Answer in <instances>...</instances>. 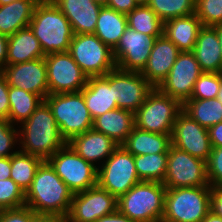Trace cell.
Instances as JSON below:
<instances>
[{"label":"cell","instance_id":"44dd1931","mask_svg":"<svg viewBox=\"0 0 222 222\" xmlns=\"http://www.w3.org/2000/svg\"><path fill=\"white\" fill-rule=\"evenodd\" d=\"M67 144L93 166L94 162L107 159L119 146L110 137L93 129L72 138Z\"/></svg>","mask_w":222,"mask_h":222},{"label":"cell","instance_id":"7dc6e473","mask_svg":"<svg viewBox=\"0 0 222 222\" xmlns=\"http://www.w3.org/2000/svg\"><path fill=\"white\" fill-rule=\"evenodd\" d=\"M8 36L0 33V71L7 65Z\"/></svg>","mask_w":222,"mask_h":222},{"label":"cell","instance_id":"74e56055","mask_svg":"<svg viewBox=\"0 0 222 222\" xmlns=\"http://www.w3.org/2000/svg\"><path fill=\"white\" fill-rule=\"evenodd\" d=\"M195 15L202 26H214L222 23V0H196Z\"/></svg>","mask_w":222,"mask_h":222},{"label":"cell","instance_id":"9f6ffc18","mask_svg":"<svg viewBox=\"0 0 222 222\" xmlns=\"http://www.w3.org/2000/svg\"><path fill=\"white\" fill-rule=\"evenodd\" d=\"M17 0H0V6L12 3Z\"/></svg>","mask_w":222,"mask_h":222},{"label":"cell","instance_id":"9c48e42d","mask_svg":"<svg viewBox=\"0 0 222 222\" xmlns=\"http://www.w3.org/2000/svg\"><path fill=\"white\" fill-rule=\"evenodd\" d=\"M101 167H98L97 171V184L117 199L140 182L134 155L122 145L113 151Z\"/></svg>","mask_w":222,"mask_h":222},{"label":"cell","instance_id":"7402d4cb","mask_svg":"<svg viewBox=\"0 0 222 222\" xmlns=\"http://www.w3.org/2000/svg\"><path fill=\"white\" fill-rule=\"evenodd\" d=\"M202 72L222 73V51L219 37L212 26H203L192 51Z\"/></svg>","mask_w":222,"mask_h":222},{"label":"cell","instance_id":"7a4b0ae2","mask_svg":"<svg viewBox=\"0 0 222 222\" xmlns=\"http://www.w3.org/2000/svg\"><path fill=\"white\" fill-rule=\"evenodd\" d=\"M21 126L19 143L22 146L19 151L36 156L43 161H47L57 150L67 144L45 100L27 120L21 123Z\"/></svg>","mask_w":222,"mask_h":222},{"label":"cell","instance_id":"f546056e","mask_svg":"<svg viewBox=\"0 0 222 222\" xmlns=\"http://www.w3.org/2000/svg\"><path fill=\"white\" fill-rule=\"evenodd\" d=\"M183 111L207 129L222 122V103L217 98L189 99L183 104Z\"/></svg>","mask_w":222,"mask_h":222},{"label":"cell","instance_id":"ee69618b","mask_svg":"<svg viewBox=\"0 0 222 222\" xmlns=\"http://www.w3.org/2000/svg\"><path fill=\"white\" fill-rule=\"evenodd\" d=\"M210 210L222 217V186L211 187Z\"/></svg>","mask_w":222,"mask_h":222},{"label":"cell","instance_id":"5bb4252c","mask_svg":"<svg viewBox=\"0 0 222 222\" xmlns=\"http://www.w3.org/2000/svg\"><path fill=\"white\" fill-rule=\"evenodd\" d=\"M202 73L192 51L180 52L158 89L183 105L191 98L194 84Z\"/></svg>","mask_w":222,"mask_h":222},{"label":"cell","instance_id":"1f68e13d","mask_svg":"<svg viewBox=\"0 0 222 222\" xmlns=\"http://www.w3.org/2000/svg\"><path fill=\"white\" fill-rule=\"evenodd\" d=\"M42 159L18 150L11 156L10 178L23 190L30 188Z\"/></svg>","mask_w":222,"mask_h":222},{"label":"cell","instance_id":"db71d44e","mask_svg":"<svg viewBox=\"0 0 222 222\" xmlns=\"http://www.w3.org/2000/svg\"><path fill=\"white\" fill-rule=\"evenodd\" d=\"M150 0H135V2L137 3V5H148Z\"/></svg>","mask_w":222,"mask_h":222},{"label":"cell","instance_id":"b9f144b4","mask_svg":"<svg viewBox=\"0 0 222 222\" xmlns=\"http://www.w3.org/2000/svg\"><path fill=\"white\" fill-rule=\"evenodd\" d=\"M9 85L6 78L0 73V119H8L10 102H9Z\"/></svg>","mask_w":222,"mask_h":222},{"label":"cell","instance_id":"60d3db41","mask_svg":"<svg viewBox=\"0 0 222 222\" xmlns=\"http://www.w3.org/2000/svg\"><path fill=\"white\" fill-rule=\"evenodd\" d=\"M35 213L28 207L0 210V222H29Z\"/></svg>","mask_w":222,"mask_h":222},{"label":"cell","instance_id":"52a82bcc","mask_svg":"<svg viewBox=\"0 0 222 222\" xmlns=\"http://www.w3.org/2000/svg\"><path fill=\"white\" fill-rule=\"evenodd\" d=\"M183 105L163 94L158 88L147 95L143 105L134 113L135 127L159 134H171Z\"/></svg>","mask_w":222,"mask_h":222},{"label":"cell","instance_id":"30bf717a","mask_svg":"<svg viewBox=\"0 0 222 222\" xmlns=\"http://www.w3.org/2000/svg\"><path fill=\"white\" fill-rule=\"evenodd\" d=\"M47 161L73 194L97 185L98 167L85 161L68 144Z\"/></svg>","mask_w":222,"mask_h":222},{"label":"cell","instance_id":"4dcf8cb0","mask_svg":"<svg viewBox=\"0 0 222 222\" xmlns=\"http://www.w3.org/2000/svg\"><path fill=\"white\" fill-rule=\"evenodd\" d=\"M8 96L10 102L8 120L12 124L15 121L17 124L23 123L43 101L39 95L14 86H9Z\"/></svg>","mask_w":222,"mask_h":222},{"label":"cell","instance_id":"d6a6232c","mask_svg":"<svg viewBox=\"0 0 222 222\" xmlns=\"http://www.w3.org/2000/svg\"><path fill=\"white\" fill-rule=\"evenodd\" d=\"M168 153L134 156V164L140 181L163 183L167 169Z\"/></svg>","mask_w":222,"mask_h":222},{"label":"cell","instance_id":"ffe728a7","mask_svg":"<svg viewBox=\"0 0 222 222\" xmlns=\"http://www.w3.org/2000/svg\"><path fill=\"white\" fill-rule=\"evenodd\" d=\"M71 24L73 34H94L102 5L92 0H51Z\"/></svg>","mask_w":222,"mask_h":222},{"label":"cell","instance_id":"f35d334b","mask_svg":"<svg viewBox=\"0 0 222 222\" xmlns=\"http://www.w3.org/2000/svg\"><path fill=\"white\" fill-rule=\"evenodd\" d=\"M19 131L8 119H0V158L11 157L18 151L10 153L15 142H18Z\"/></svg>","mask_w":222,"mask_h":222},{"label":"cell","instance_id":"f6af8a7d","mask_svg":"<svg viewBox=\"0 0 222 222\" xmlns=\"http://www.w3.org/2000/svg\"><path fill=\"white\" fill-rule=\"evenodd\" d=\"M208 131L212 148L222 147V122L211 126Z\"/></svg>","mask_w":222,"mask_h":222},{"label":"cell","instance_id":"cb8c5ba5","mask_svg":"<svg viewBox=\"0 0 222 222\" xmlns=\"http://www.w3.org/2000/svg\"><path fill=\"white\" fill-rule=\"evenodd\" d=\"M135 126L134 113L116 108L93 119L92 129L122 145Z\"/></svg>","mask_w":222,"mask_h":222},{"label":"cell","instance_id":"e0dca14e","mask_svg":"<svg viewBox=\"0 0 222 222\" xmlns=\"http://www.w3.org/2000/svg\"><path fill=\"white\" fill-rule=\"evenodd\" d=\"M170 138L176 148L207 162L212 151L209 131L183 110L177 116Z\"/></svg>","mask_w":222,"mask_h":222},{"label":"cell","instance_id":"7bdbcfd3","mask_svg":"<svg viewBox=\"0 0 222 222\" xmlns=\"http://www.w3.org/2000/svg\"><path fill=\"white\" fill-rule=\"evenodd\" d=\"M138 5L135 0H109L106 7L127 15Z\"/></svg>","mask_w":222,"mask_h":222},{"label":"cell","instance_id":"8992f818","mask_svg":"<svg viewBox=\"0 0 222 222\" xmlns=\"http://www.w3.org/2000/svg\"><path fill=\"white\" fill-rule=\"evenodd\" d=\"M45 101L50 106L60 134L66 142L92 129L93 119L82 91L48 94Z\"/></svg>","mask_w":222,"mask_h":222},{"label":"cell","instance_id":"c3c4849f","mask_svg":"<svg viewBox=\"0 0 222 222\" xmlns=\"http://www.w3.org/2000/svg\"><path fill=\"white\" fill-rule=\"evenodd\" d=\"M11 173V157L0 158V180L9 179Z\"/></svg>","mask_w":222,"mask_h":222},{"label":"cell","instance_id":"4fadbf2b","mask_svg":"<svg viewBox=\"0 0 222 222\" xmlns=\"http://www.w3.org/2000/svg\"><path fill=\"white\" fill-rule=\"evenodd\" d=\"M118 199L98 184L73 195L67 222H96L117 211Z\"/></svg>","mask_w":222,"mask_h":222},{"label":"cell","instance_id":"f5cc1de1","mask_svg":"<svg viewBox=\"0 0 222 222\" xmlns=\"http://www.w3.org/2000/svg\"><path fill=\"white\" fill-rule=\"evenodd\" d=\"M216 98L222 103V73H221V84H220Z\"/></svg>","mask_w":222,"mask_h":222},{"label":"cell","instance_id":"ab89813d","mask_svg":"<svg viewBox=\"0 0 222 222\" xmlns=\"http://www.w3.org/2000/svg\"><path fill=\"white\" fill-rule=\"evenodd\" d=\"M206 166L209 185L222 186V147L212 148Z\"/></svg>","mask_w":222,"mask_h":222},{"label":"cell","instance_id":"8d00e7d4","mask_svg":"<svg viewBox=\"0 0 222 222\" xmlns=\"http://www.w3.org/2000/svg\"><path fill=\"white\" fill-rule=\"evenodd\" d=\"M25 206V193L11 179L0 180V210Z\"/></svg>","mask_w":222,"mask_h":222},{"label":"cell","instance_id":"83f0119b","mask_svg":"<svg viewBox=\"0 0 222 222\" xmlns=\"http://www.w3.org/2000/svg\"><path fill=\"white\" fill-rule=\"evenodd\" d=\"M171 134L152 133L134 126L122 146L134 156L168 153Z\"/></svg>","mask_w":222,"mask_h":222},{"label":"cell","instance_id":"816d5d0a","mask_svg":"<svg viewBox=\"0 0 222 222\" xmlns=\"http://www.w3.org/2000/svg\"><path fill=\"white\" fill-rule=\"evenodd\" d=\"M216 32H217V35L219 37V44H220V49L222 51V23H219L217 25H214L212 26Z\"/></svg>","mask_w":222,"mask_h":222},{"label":"cell","instance_id":"7c38bea8","mask_svg":"<svg viewBox=\"0 0 222 222\" xmlns=\"http://www.w3.org/2000/svg\"><path fill=\"white\" fill-rule=\"evenodd\" d=\"M44 59L47 65L49 94L78 92L87 84V75L68 51L48 54Z\"/></svg>","mask_w":222,"mask_h":222},{"label":"cell","instance_id":"836d02e7","mask_svg":"<svg viewBox=\"0 0 222 222\" xmlns=\"http://www.w3.org/2000/svg\"><path fill=\"white\" fill-rule=\"evenodd\" d=\"M128 27L140 33L162 36L164 22L148 5H139L127 15Z\"/></svg>","mask_w":222,"mask_h":222},{"label":"cell","instance_id":"6da1fadb","mask_svg":"<svg viewBox=\"0 0 222 222\" xmlns=\"http://www.w3.org/2000/svg\"><path fill=\"white\" fill-rule=\"evenodd\" d=\"M73 195L50 163L43 161L37 169L30 188L25 193V205L35 214L66 218Z\"/></svg>","mask_w":222,"mask_h":222},{"label":"cell","instance_id":"8fae6325","mask_svg":"<svg viewBox=\"0 0 222 222\" xmlns=\"http://www.w3.org/2000/svg\"><path fill=\"white\" fill-rule=\"evenodd\" d=\"M166 188L210 186L206 161L170 145L167 169L162 183Z\"/></svg>","mask_w":222,"mask_h":222},{"label":"cell","instance_id":"4316f807","mask_svg":"<svg viewBox=\"0 0 222 222\" xmlns=\"http://www.w3.org/2000/svg\"><path fill=\"white\" fill-rule=\"evenodd\" d=\"M40 0H17L0 6V33L11 36L29 26L33 11Z\"/></svg>","mask_w":222,"mask_h":222},{"label":"cell","instance_id":"9a60e30c","mask_svg":"<svg viewBox=\"0 0 222 222\" xmlns=\"http://www.w3.org/2000/svg\"><path fill=\"white\" fill-rule=\"evenodd\" d=\"M157 37L140 33L127 27L113 49L116 68L123 71L142 72Z\"/></svg>","mask_w":222,"mask_h":222},{"label":"cell","instance_id":"d590c367","mask_svg":"<svg viewBox=\"0 0 222 222\" xmlns=\"http://www.w3.org/2000/svg\"><path fill=\"white\" fill-rule=\"evenodd\" d=\"M221 84V73L203 72L195 82L190 99L216 98Z\"/></svg>","mask_w":222,"mask_h":222},{"label":"cell","instance_id":"2e32d148","mask_svg":"<svg viewBox=\"0 0 222 222\" xmlns=\"http://www.w3.org/2000/svg\"><path fill=\"white\" fill-rule=\"evenodd\" d=\"M114 85L117 107L135 113L145 102L153 86L141 72L123 71L115 68L104 75Z\"/></svg>","mask_w":222,"mask_h":222},{"label":"cell","instance_id":"d6986e66","mask_svg":"<svg viewBox=\"0 0 222 222\" xmlns=\"http://www.w3.org/2000/svg\"><path fill=\"white\" fill-rule=\"evenodd\" d=\"M181 51L164 34L157 37L142 76L154 87L158 88L166 79L178 54Z\"/></svg>","mask_w":222,"mask_h":222},{"label":"cell","instance_id":"277c9868","mask_svg":"<svg viewBox=\"0 0 222 222\" xmlns=\"http://www.w3.org/2000/svg\"><path fill=\"white\" fill-rule=\"evenodd\" d=\"M166 187L140 181L118 198L117 210L136 222H162Z\"/></svg>","mask_w":222,"mask_h":222},{"label":"cell","instance_id":"d4e9b609","mask_svg":"<svg viewBox=\"0 0 222 222\" xmlns=\"http://www.w3.org/2000/svg\"><path fill=\"white\" fill-rule=\"evenodd\" d=\"M202 27L200 19L193 13L188 16L165 21L163 34L173 42L181 52L193 51L199 30Z\"/></svg>","mask_w":222,"mask_h":222},{"label":"cell","instance_id":"e575fe53","mask_svg":"<svg viewBox=\"0 0 222 222\" xmlns=\"http://www.w3.org/2000/svg\"><path fill=\"white\" fill-rule=\"evenodd\" d=\"M196 0H150L148 6L163 21L195 13Z\"/></svg>","mask_w":222,"mask_h":222},{"label":"cell","instance_id":"3957f363","mask_svg":"<svg viewBox=\"0 0 222 222\" xmlns=\"http://www.w3.org/2000/svg\"><path fill=\"white\" fill-rule=\"evenodd\" d=\"M44 55L69 50L73 31L69 20L51 0H40L29 23Z\"/></svg>","mask_w":222,"mask_h":222},{"label":"cell","instance_id":"ba28073f","mask_svg":"<svg viewBox=\"0 0 222 222\" xmlns=\"http://www.w3.org/2000/svg\"><path fill=\"white\" fill-rule=\"evenodd\" d=\"M68 52L88 78L116 68L113 50L95 34H74Z\"/></svg>","mask_w":222,"mask_h":222},{"label":"cell","instance_id":"f1b7e54d","mask_svg":"<svg viewBox=\"0 0 222 222\" xmlns=\"http://www.w3.org/2000/svg\"><path fill=\"white\" fill-rule=\"evenodd\" d=\"M127 27V17L125 14L102 6L94 34L113 50Z\"/></svg>","mask_w":222,"mask_h":222},{"label":"cell","instance_id":"681fc988","mask_svg":"<svg viewBox=\"0 0 222 222\" xmlns=\"http://www.w3.org/2000/svg\"><path fill=\"white\" fill-rule=\"evenodd\" d=\"M29 222H67V219L55 215L35 214Z\"/></svg>","mask_w":222,"mask_h":222},{"label":"cell","instance_id":"ac0fdd59","mask_svg":"<svg viewBox=\"0 0 222 222\" xmlns=\"http://www.w3.org/2000/svg\"><path fill=\"white\" fill-rule=\"evenodd\" d=\"M46 72L47 65L44 57L6 65L1 70V74L6 78L9 86L39 95L43 100L49 94Z\"/></svg>","mask_w":222,"mask_h":222},{"label":"cell","instance_id":"603a6c76","mask_svg":"<svg viewBox=\"0 0 222 222\" xmlns=\"http://www.w3.org/2000/svg\"><path fill=\"white\" fill-rule=\"evenodd\" d=\"M92 119L118 108L114 100V85L105 77H89L81 90Z\"/></svg>","mask_w":222,"mask_h":222},{"label":"cell","instance_id":"484cf974","mask_svg":"<svg viewBox=\"0 0 222 222\" xmlns=\"http://www.w3.org/2000/svg\"><path fill=\"white\" fill-rule=\"evenodd\" d=\"M45 57L39 40L31 28L20 29L8 36L7 65H14Z\"/></svg>","mask_w":222,"mask_h":222},{"label":"cell","instance_id":"f907efd6","mask_svg":"<svg viewBox=\"0 0 222 222\" xmlns=\"http://www.w3.org/2000/svg\"><path fill=\"white\" fill-rule=\"evenodd\" d=\"M201 222H222V217L210 211Z\"/></svg>","mask_w":222,"mask_h":222},{"label":"cell","instance_id":"5b68a950","mask_svg":"<svg viewBox=\"0 0 222 222\" xmlns=\"http://www.w3.org/2000/svg\"><path fill=\"white\" fill-rule=\"evenodd\" d=\"M210 202L211 186L167 188L162 222H201Z\"/></svg>","mask_w":222,"mask_h":222},{"label":"cell","instance_id":"bcb514c9","mask_svg":"<svg viewBox=\"0 0 222 222\" xmlns=\"http://www.w3.org/2000/svg\"><path fill=\"white\" fill-rule=\"evenodd\" d=\"M96 222H136L131 220L126 215L120 213L118 210L112 214L106 215L98 219Z\"/></svg>","mask_w":222,"mask_h":222},{"label":"cell","instance_id":"11a10c76","mask_svg":"<svg viewBox=\"0 0 222 222\" xmlns=\"http://www.w3.org/2000/svg\"><path fill=\"white\" fill-rule=\"evenodd\" d=\"M92 1L99 3L102 6H106L109 0H92Z\"/></svg>","mask_w":222,"mask_h":222}]
</instances>
